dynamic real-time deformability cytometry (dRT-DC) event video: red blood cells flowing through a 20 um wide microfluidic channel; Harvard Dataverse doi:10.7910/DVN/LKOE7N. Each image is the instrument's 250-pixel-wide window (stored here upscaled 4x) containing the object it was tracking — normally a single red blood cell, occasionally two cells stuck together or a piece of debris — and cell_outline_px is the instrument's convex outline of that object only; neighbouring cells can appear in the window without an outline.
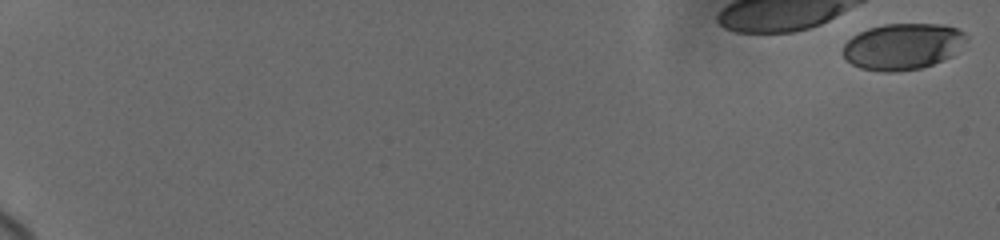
{"species": "human", "species_latin": "Homo sapiens", "temperature_condition": "cold", "stored_images_in_passage": 9, "camera_frame_rate_fps": 3000, "um_per_image_px": 0.085, "donor": {"sex": "female"}, "frame": {"image": 1, "passage_image": 1, "time_ms": 0.0, "image_size_px": [1000, 240], "cell_outline_px": [[968, 36], [952, 56], [932, 64], [920, 68], [892, 72], [884, 72], [860, 68], [852, 64], [844, 56], [844, 44], [852, 36], [868, 28], [884, 24], [944, 24], [956, 28], [964, 32]], "centroid_in_image_um": [76.73, 3.94], "position_along_channel_um": 8.3, "area_um2": 33.06}}
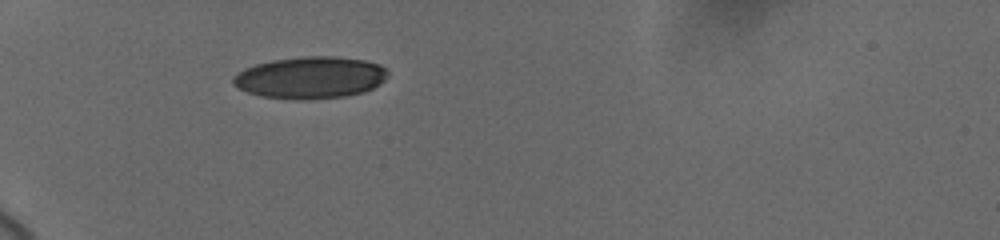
{"frame": {"image": 2, "passage_image": 8, "time_ms": 7.0, "image_size_px": [1000, 240], "cell_outline_px": [[388, 76], [380, 84], [364, 92], [344, 96], [300, 100], [260, 96], [248, 92], [232, 84], [232, 76], [236, 72], [244, 68], [256, 64], [272, 60], [304, 56], [336, 56], [364, 60], [380, 64], [388, 72]], "centroid_in_image_um": [26.36, 6.58], "position_along_channel_um": 58.6, "area_um2": 37.92}}